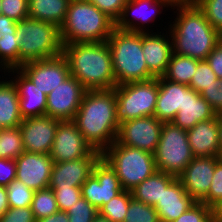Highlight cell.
Returning a JSON list of instances; mask_svg holds the SVG:
<instances>
[{
	"mask_svg": "<svg viewBox=\"0 0 222 222\" xmlns=\"http://www.w3.org/2000/svg\"><path fill=\"white\" fill-rule=\"evenodd\" d=\"M132 198L131 191L123 190L119 195L104 204L98 210L99 214L111 222H123Z\"/></svg>",
	"mask_w": 222,
	"mask_h": 222,
	"instance_id": "33",
	"label": "cell"
},
{
	"mask_svg": "<svg viewBox=\"0 0 222 222\" xmlns=\"http://www.w3.org/2000/svg\"><path fill=\"white\" fill-rule=\"evenodd\" d=\"M25 151L19 126L0 131V158L17 159Z\"/></svg>",
	"mask_w": 222,
	"mask_h": 222,
	"instance_id": "31",
	"label": "cell"
},
{
	"mask_svg": "<svg viewBox=\"0 0 222 222\" xmlns=\"http://www.w3.org/2000/svg\"><path fill=\"white\" fill-rule=\"evenodd\" d=\"M9 208L6 187L0 186V216Z\"/></svg>",
	"mask_w": 222,
	"mask_h": 222,
	"instance_id": "50",
	"label": "cell"
},
{
	"mask_svg": "<svg viewBox=\"0 0 222 222\" xmlns=\"http://www.w3.org/2000/svg\"><path fill=\"white\" fill-rule=\"evenodd\" d=\"M168 6L162 0H128L119 19L115 22V28L138 33L150 32L146 29V24L148 26L149 22H155L158 17L156 15L161 14L163 7L168 8ZM159 10L161 11L159 12ZM135 21L137 22L135 23Z\"/></svg>",
	"mask_w": 222,
	"mask_h": 222,
	"instance_id": "19",
	"label": "cell"
},
{
	"mask_svg": "<svg viewBox=\"0 0 222 222\" xmlns=\"http://www.w3.org/2000/svg\"><path fill=\"white\" fill-rule=\"evenodd\" d=\"M0 69L4 70L5 75V71L19 69V44L16 41V32L0 33Z\"/></svg>",
	"mask_w": 222,
	"mask_h": 222,
	"instance_id": "30",
	"label": "cell"
},
{
	"mask_svg": "<svg viewBox=\"0 0 222 222\" xmlns=\"http://www.w3.org/2000/svg\"><path fill=\"white\" fill-rule=\"evenodd\" d=\"M219 85L220 79L217 78L207 61L200 60L188 86L200 94L204 89L219 87Z\"/></svg>",
	"mask_w": 222,
	"mask_h": 222,
	"instance_id": "34",
	"label": "cell"
},
{
	"mask_svg": "<svg viewBox=\"0 0 222 222\" xmlns=\"http://www.w3.org/2000/svg\"><path fill=\"white\" fill-rule=\"evenodd\" d=\"M85 92L86 89L80 82L70 75L47 94L46 116L61 121L73 120Z\"/></svg>",
	"mask_w": 222,
	"mask_h": 222,
	"instance_id": "13",
	"label": "cell"
},
{
	"mask_svg": "<svg viewBox=\"0 0 222 222\" xmlns=\"http://www.w3.org/2000/svg\"><path fill=\"white\" fill-rule=\"evenodd\" d=\"M93 150L76 124L72 120H64L58 123L49 155L54 163H62L86 157Z\"/></svg>",
	"mask_w": 222,
	"mask_h": 222,
	"instance_id": "12",
	"label": "cell"
},
{
	"mask_svg": "<svg viewBox=\"0 0 222 222\" xmlns=\"http://www.w3.org/2000/svg\"><path fill=\"white\" fill-rule=\"evenodd\" d=\"M172 222H213V211L202 202H195L186 212Z\"/></svg>",
	"mask_w": 222,
	"mask_h": 222,
	"instance_id": "39",
	"label": "cell"
},
{
	"mask_svg": "<svg viewBox=\"0 0 222 222\" xmlns=\"http://www.w3.org/2000/svg\"><path fill=\"white\" fill-rule=\"evenodd\" d=\"M22 121L15 84L12 79L0 81V126L2 128L17 127Z\"/></svg>",
	"mask_w": 222,
	"mask_h": 222,
	"instance_id": "26",
	"label": "cell"
},
{
	"mask_svg": "<svg viewBox=\"0 0 222 222\" xmlns=\"http://www.w3.org/2000/svg\"><path fill=\"white\" fill-rule=\"evenodd\" d=\"M53 189L59 211L67 212L81 197V187L51 188Z\"/></svg>",
	"mask_w": 222,
	"mask_h": 222,
	"instance_id": "40",
	"label": "cell"
},
{
	"mask_svg": "<svg viewBox=\"0 0 222 222\" xmlns=\"http://www.w3.org/2000/svg\"><path fill=\"white\" fill-rule=\"evenodd\" d=\"M0 222H36L31 207H9L1 216Z\"/></svg>",
	"mask_w": 222,
	"mask_h": 222,
	"instance_id": "44",
	"label": "cell"
},
{
	"mask_svg": "<svg viewBox=\"0 0 222 222\" xmlns=\"http://www.w3.org/2000/svg\"><path fill=\"white\" fill-rule=\"evenodd\" d=\"M19 68L26 62L50 59L62 54L60 28L54 24L26 18L17 22Z\"/></svg>",
	"mask_w": 222,
	"mask_h": 222,
	"instance_id": "6",
	"label": "cell"
},
{
	"mask_svg": "<svg viewBox=\"0 0 222 222\" xmlns=\"http://www.w3.org/2000/svg\"><path fill=\"white\" fill-rule=\"evenodd\" d=\"M16 178L15 159L0 158V186L6 187Z\"/></svg>",
	"mask_w": 222,
	"mask_h": 222,
	"instance_id": "45",
	"label": "cell"
},
{
	"mask_svg": "<svg viewBox=\"0 0 222 222\" xmlns=\"http://www.w3.org/2000/svg\"><path fill=\"white\" fill-rule=\"evenodd\" d=\"M116 22L128 0H88Z\"/></svg>",
	"mask_w": 222,
	"mask_h": 222,
	"instance_id": "43",
	"label": "cell"
},
{
	"mask_svg": "<svg viewBox=\"0 0 222 222\" xmlns=\"http://www.w3.org/2000/svg\"><path fill=\"white\" fill-rule=\"evenodd\" d=\"M70 75L86 90H109L116 86L112 56L107 41L63 45Z\"/></svg>",
	"mask_w": 222,
	"mask_h": 222,
	"instance_id": "3",
	"label": "cell"
},
{
	"mask_svg": "<svg viewBox=\"0 0 222 222\" xmlns=\"http://www.w3.org/2000/svg\"><path fill=\"white\" fill-rule=\"evenodd\" d=\"M187 135L194 157L219 156V122L217 116L210 120L198 122L187 131Z\"/></svg>",
	"mask_w": 222,
	"mask_h": 222,
	"instance_id": "22",
	"label": "cell"
},
{
	"mask_svg": "<svg viewBox=\"0 0 222 222\" xmlns=\"http://www.w3.org/2000/svg\"><path fill=\"white\" fill-rule=\"evenodd\" d=\"M16 162V180L38 191L49 187L53 160L49 154L23 152Z\"/></svg>",
	"mask_w": 222,
	"mask_h": 222,
	"instance_id": "16",
	"label": "cell"
},
{
	"mask_svg": "<svg viewBox=\"0 0 222 222\" xmlns=\"http://www.w3.org/2000/svg\"><path fill=\"white\" fill-rule=\"evenodd\" d=\"M2 15L18 22L29 17L28 0H1Z\"/></svg>",
	"mask_w": 222,
	"mask_h": 222,
	"instance_id": "41",
	"label": "cell"
},
{
	"mask_svg": "<svg viewBox=\"0 0 222 222\" xmlns=\"http://www.w3.org/2000/svg\"><path fill=\"white\" fill-rule=\"evenodd\" d=\"M31 209L36 220L48 217L59 211L55 193L51 188L34 192Z\"/></svg>",
	"mask_w": 222,
	"mask_h": 222,
	"instance_id": "32",
	"label": "cell"
},
{
	"mask_svg": "<svg viewBox=\"0 0 222 222\" xmlns=\"http://www.w3.org/2000/svg\"><path fill=\"white\" fill-rule=\"evenodd\" d=\"M163 122L155 116H145L124 121L119 126L116 141L124 146L155 153Z\"/></svg>",
	"mask_w": 222,
	"mask_h": 222,
	"instance_id": "11",
	"label": "cell"
},
{
	"mask_svg": "<svg viewBox=\"0 0 222 222\" xmlns=\"http://www.w3.org/2000/svg\"><path fill=\"white\" fill-rule=\"evenodd\" d=\"M200 96L210 104L216 113L222 111V79H220L219 87L204 89Z\"/></svg>",
	"mask_w": 222,
	"mask_h": 222,
	"instance_id": "46",
	"label": "cell"
},
{
	"mask_svg": "<svg viewBox=\"0 0 222 222\" xmlns=\"http://www.w3.org/2000/svg\"><path fill=\"white\" fill-rule=\"evenodd\" d=\"M0 2H1V0H0ZM2 14V11H1V3H0V15Z\"/></svg>",
	"mask_w": 222,
	"mask_h": 222,
	"instance_id": "56",
	"label": "cell"
},
{
	"mask_svg": "<svg viewBox=\"0 0 222 222\" xmlns=\"http://www.w3.org/2000/svg\"><path fill=\"white\" fill-rule=\"evenodd\" d=\"M19 69L45 94H49L70 76L68 62L62 54L26 62Z\"/></svg>",
	"mask_w": 222,
	"mask_h": 222,
	"instance_id": "14",
	"label": "cell"
},
{
	"mask_svg": "<svg viewBox=\"0 0 222 222\" xmlns=\"http://www.w3.org/2000/svg\"><path fill=\"white\" fill-rule=\"evenodd\" d=\"M177 177L156 171L131 190L132 197L140 202L155 207L165 190Z\"/></svg>",
	"mask_w": 222,
	"mask_h": 222,
	"instance_id": "27",
	"label": "cell"
},
{
	"mask_svg": "<svg viewBox=\"0 0 222 222\" xmlns=\"http://www.w3.org/2000/svg\"><path fill=\"white\" fill-rule=\"evenodd\" d=\"M211 181L209 192L201 202L212 208L222 200V163L220 161L215 165Z\"/></svg>",
	"mask_w": 222,
	"mask_h": 222,
	"instance_id": "42",
	"label": "cell"
},
{
	"mask_svg": "<svg viewBox=\"0 0 222 222\" xmlns=\"http://www.w3.org/2000/svg\"><path fill=\"white\" fill-rule=\"evenodd\" d=\"M218 157H194L178 177L187 194L201 202L208 194Z\"/></svg>",
	"mask_w": 222,
	"mask_h": 222,
	"instance_id": "18",
	"label": "cell"
},
{
	"mask_svg": "<svg viewBox=\"0 0 222 222\" xmlns=\"http://www.w3.org/2000/svg\"><path fill=\"white\" fill-rule=\"evenodd\" d=\"M142 33V51L148 71L155 77H161L167 70L173 48L171 36L161 32ZM167 37V38H166Z\"/></svg>",
	"mask_w": 222,
	"mask_h": 222,
	"instance_id": "20",
	"label": "cell"
},
{
	"mask_svg": "<svg viewBox=\"0 0 222 222\" xmlns=\"http://www.w3.org/2000/svg\"><path fill=\"white\" fill-rule=\"evenodd\" d=\"M12 73V78L19 96V111L23 119L46 115L47 94L43 93L36 85L20 70L10 69L6 73ZM15 73V74H14Z\"/></svg>",
	"mask_w": 222,
	"mask_h": 222,
	"instance_id": "21",
	"label": "cell"
},
{
	"mask_svg": "<svg viewBox=\"0 0 222 222\" xmlns=\"http://www.w3.org/2000/svg\"><path fill=\"white\" fill-rule=\"evenodd\" d=\"M92 222H111L109 219H107L104 216H101L99 213L97 214V216L93 219Z\"/></svg>",
	"mask_w": 222,
	"mask_h": 222,
	"instance_id": "54",
	"label": "cell"
},
{
	"mask_svg": "<svg viewBox=\"0 0 222 222\" xmlns=\"http://www.w3.org/2000/svg\"><path fill=\"white\" fill-rule=\"evenodd\" d=\"M218 159L222 163V149H220V153H219Z\"/></svg>",
	"mask_w": 222,
	"mask_h": 222,
	"instance_id": "55",
	"label": "cell"
},
{
	"mask_svg": "<svg viewBox=\"0 0 222 222\" xmlns=\"http://www.w3.org/2000/svg\"><path fill=\"white\" fill-rule=\"evenodd\" d=\"M114 89L86 90L73 122L93 149L103 152L117 139Z\"/></svg>",
	"mask_w": 222,
	"mask_h": 222,
	"instance_id": "1",
	"label": "cell"
},
{
	"mask_svg": "<svg viewBox=\"0 0 222 222\" xmlns=\"http://www.w3.org/2000/svg\"><path fill=\"white\" fill-rule=\"evenodd\" d=\"M176 8L174 13H177V17L168 28L173 53L206 60L222 38V34L208 22L196 3L172 9Z\"/></svg>",
	"mask_w": 222,
	"mask_h": 222,
	"instance_id": "2",
	"label": "cell"
},
{
	"mask_svg": "<svg viewBox=\"0 0 222 222\" xmlns=\"http://www.w3.org/2000/svg\"><path fill=\"white\" fill-rule=\"evenodd\" d=\"M186 84L158 77V98L154 116L162 122H171L185 103Z\"/></svg>",
	"mask_w": 222,
	"mask_h": 222,
	"instance_id": "24",
	"label": "cell"
},
{
	"mask_svg": "<svg viewBox=\"0 0 222 222\" xmlns=\"http://www.w3.org/2000/svg\"><path fill=\"white\" fill-rule=\"evenodd\" d=\"M60 121L46 115L23 119L19 128L25 152L49 154Z\"/></svg>",
	"mask_w": 222,
	"mask_h": 222,
	"instance_id": "15",
	"label": "cell"
},
{
	"mask_svg": "<svg viewBox=\"0 0 222 222\" xmlns=\"http://www.w3.org/2000/svg\"><path fill=\"white\" fill-rule=\"evenodd\" d=\"M115 29V22L88 0H71L60 27L63 45L79 42H105Z\"/></svg>",
	"mask_w": 222,
	"mask_h": 222,
	"instance_id": "4",
	"label": "cell"
},
{
	"mask_svg": "<svg viewBox=\"0 0 222 222\" xmlns=\"http://www.w3.org/2000/svg\"><path fill=\"white\" fill-rule=\"evenodd\" d=\"M66 213L68 214L69 222H92L99 211L81 197Z\"/></svg>",
	"mask_w": 222,
	"mask_h": 222,
	"instance_id": "37",
	"label": "cell"
},
{
	"mask_svg": "<svg viewBox=\"0 0 222 222\" xmlns=\"http://www.w3.org/2000/svg\"><path fill=\"white\" fill-rule=\"evenodd\" d=\"M196 201L187 194L182 182L176 178L155 205L160 222H172L186 212Z\"/></svg>",
	"mask_w": 222,
	"mask_h": 222,
	"instance_id": "23",
	"label": "cell"
},
{
	"mask_svg": "<svg viewBox=\"0 0 222 222\" xmlns=\"http://www.w3.org/2000/svg\"><path fill=\"white\" fill-rule=\"evenodd\" d=\"M116 119L119 124L145 116H154L158 98V77L147 81L115 86Z\"/></svg>",
	"mask_w": 222,
	"mask_h": 222,
	"instance_id": "8",
	"label": "cell"
},
{
	"mask_svg": "<svg viewBox=\"0 0 222 222\" xmlns=\"http://www.w3.org/2000/svg\"><path fill=\"white\" fill-rule=\"evenodd\" d=\"M36 222H69V218L66 212L57 211L55 214L36 220Z\"/></svg>",
	"mask_w": 222,
	"mask_h": 222,
	"instance_id": "49",
	"label": "cell"
},
{
	"mask_svg": "<svg viewBox=\"0 0 222 222\" xmlns=\"http://www.w3.org/2000/svg\"><path fill=\"white\" fill-rule=\"evenodd\" d=\"M123 222H160V220L153 206L132 198Z\"/></svg>",
	"mask_w": 222,
	"mask_h": 222,
	"instance_id": "36",
	"label": "cell"
},
{
	"mask_svg": "<svg viewBox=\"0 0 222 222\" xmlns=\"http://www.w3.org/2000/svg\"><path fill=\"white\" fill-rule=\"evenodd\" d=\"M71 0H28L29 18L61 27Z\"/></svg>",
	"mask_w": 222,
	"mask_h": 222,
	"instance_id": "28",
	"label": "cell"
},
{
	"mask_svg": "<svg viewBox=\"0 0 222 222\" xmlns=\"http://www.w3.org/2000/svg\"><path fill=\"white\" fill-rule=\"evenodd\" d=\"M116 86L155 78L142 51V33L114 29L107 39Z\"/></svg>",
	"mask_w": 222,
	"mask_h": 222,
	"instance_id": "5",
	"label": "cell"
},
{
	"mask_svg": "<svg viewBox=\"0 0 222 222\" xmlns=\"http://www.w3.org/2000/svg\"><path fill=\"white\" fill-rule=\"evenodd\" d=\"M213 222H222V200L212 207Z\"/></svg>",
	"mask_w": 222,
	"mask_h": 222,
	"instance_id": "52",
	"label": "cell"
},
{
	"mask_svg": "<svg viewBox=\"0 0 222 222\" xmlns=\"http://www.w3.org/2000/svg\"><path fill=\"white\" fill-rule=\"evenodd\" d=\"M81 191L82 197L99 210L123 189L115 171L101 157L94 165L92 174L82 184Z\"/></svg>",
	"mask_w": 222,
	"mask_h": 222,
	"instance_id": "10",
	"label": "cell"
},
{
	"mask_svg": "<svg viewBox=\"0 0 222 222\" xmlns=\"http://www.w3.org/2000/svg\"><path fill=\"white\" fill-rule=\"evenodd\" d=\"M193 158L187 131L172 122H163L154 153L156 169L178 178Z\"/></svg>",
	"mask_w": 222,
	"mask_h": 222,
	"instance_id": "9",
	"label": "cell"
},
{
	"mask_svg": "<svg viewBox=\"0 0 222 222\" xmlns=\"http://www.w3.org/2000/svg\"><path fill=\"white\" fill-rule=\"evenodd\" d=\"M8 205L11 208L31 207L34 190L23 182L13 180L6 186Z\"/></svg>",
	"mask_w": 222,
	"mask_h": 222,
	"instance_id": "35",
	"label": "cell"
},
{
	"mask_svg": "<svg viewBox=\"0 0 222 222\" xmlns=\"http://www.w3.org/2000/svg\"><path fill=\"white\" fill-rule=\"evenodd\" d=\"M207 63L214 71L218 79H222V38L214 50L206 58Z\"/></svg>",
	"mask_w": 222,
	"mask_h": 222,
	"instance_id": "47",
	"label": "cell"
},
{
	"mask_svg": "<svg viewBox=\"0 0 222 222\" xmlns=\"http://www.w3.org/2000/svg\"><path fill=\"white\" fill-rule=\"evenodd\" d=\"M208 22L222 34V0H196Z\"/></svg>",
	"mask_w": 222,
	"mask_h": 222,
	"instance_id": "38",
	"label": "cell"
},
{
	"mask_svg": "<svg viewBox=\"0 0 222 222\" xmlns=\"http://www.w3.org/2000/svg\"><path fill=\"white\" fill-rule=\"evenodd\" d=\"M200 60L172 53L163 77L175 83L189 85Z\"/></svg>",
	"mask_w": 222,
	"mask_h": 222,
	"instance_id": "29",
	"label": "cell"
},
{
	"mask_svg": "<svg viewBox=\"0 0 222 222\" xmlns=\"http://www.w3.org/2000/svg\"><path fill=\"white\" fill-rule=\"evenodd\" d=\"M210 104L191 87L185 89V103L171 121L183 130H190L198 122L210 120L216 116Z\"/></svg>",
	"mask_w": 222,
	"mask_h": 222,
	"instance_id": "25",
	"label": "cell"
},
{
	"mask_svg": "<svg viewBox=\"0 0 222 222\" xmlns=\"http://www.w3.org/2000/svg\"><path fill=\"white\" fill-rule=\"evenodd\" d=\"M216 116L219 122V144H220V149H222V111L218 112Z\"/></svg>",
	"mask_w": 222,
	"mask_h": 222,
	"instance_id": "53",
	"label": "cell"
},
{
	"mask_svg": "<svg viewBox=\"0 0 222 222\" xmlns=\"http://www.w3.org/2000/svg\"><path fill=\"white\" fill-rule=\"evenodd\" d=\"M100 158L101 152L94 149L86 157L53 163L49 188L81 187L92 174L93 167Z\"/></svg>",
	"mask_w": 222,
	"mask_h": 222,
	"instance_id": "17",
	"label": "cell"
},
{
	"mask_svg": "<svg viewBox=\"0 0 222 222\" xmlns=\"http://www.w3.org/2000/svg\"><path fill=\"white\" fill-rule=\"evenodd\" d=\"M165 1L169 7L172 9L175 7H181V6H187V5H191L194 4L196 0H162Z\"/></svg>",
	"mask_w": 222,
	"mask_h": 222,
	"instance_id": "51",
	"label": "cell"
},
{
	"mask_svg": "<svg viewBox=\"0 0 222 222\" xmlns=\"http://www.w3.org/2000/svg\"><path fill=\"white\" fill-rule=\"evenodd\" d=\"M17 22L5 15H0V33L16 32Z\"/></svg>",
	"mask_w": 222,
	"mask_h": 222,
	"instance_id": "48",
	"label": "cell"
},
{
	"mask_svg": "<svg viewBox=\"0 0 222 222\" xmlns=\"http://www.w3.org/2000/svg\"><path fill=\"white\" fill-rule=\"evenodd\" d=\"M101 157L115 171L123 190L131 191L157 171L154 154L117 141L105 149Z\"/></svg>",
	"mask_w": 222,
	"mask_h": 222,
	"instance_id": "7",
	"label": "cell"
}]
</instances>
